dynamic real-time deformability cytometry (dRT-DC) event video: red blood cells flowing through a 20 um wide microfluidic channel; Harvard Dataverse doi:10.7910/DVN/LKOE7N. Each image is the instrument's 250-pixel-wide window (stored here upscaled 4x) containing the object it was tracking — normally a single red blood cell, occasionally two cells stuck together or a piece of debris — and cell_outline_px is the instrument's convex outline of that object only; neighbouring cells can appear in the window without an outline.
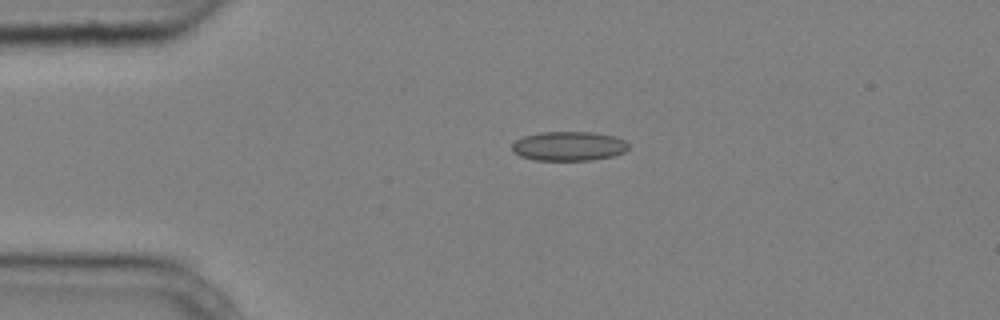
{"species": "common noctule bat (a hibernating species)", "species_latin": "Nyctalus noctula", "temperature_condition": "cold", "stored_images_in_passage": 2, "camera_frame_rate_fps": 3000, "um_per_image_px": 0.085, "animal": {"sex": "male", "body_mass_g": 20.4}, "frame": {"image": 1, "passage_image": 1, "time_ms": 0.0, "image_size_px": [1000, 320], "cell_outline_px": [[628, 148], [624, 152], [612, 156], [592, 160], [536, 160], [520, 156], [512, 152], [512, 144], [516, 140], [524, 136], [540, 132], [592, 132], [616, 136], [624, 140], [628, 144]], "centroid_in_image_um": [48.34, 12.42], "position_along_channel_um": 36.7, "area_um2": 19.94}}